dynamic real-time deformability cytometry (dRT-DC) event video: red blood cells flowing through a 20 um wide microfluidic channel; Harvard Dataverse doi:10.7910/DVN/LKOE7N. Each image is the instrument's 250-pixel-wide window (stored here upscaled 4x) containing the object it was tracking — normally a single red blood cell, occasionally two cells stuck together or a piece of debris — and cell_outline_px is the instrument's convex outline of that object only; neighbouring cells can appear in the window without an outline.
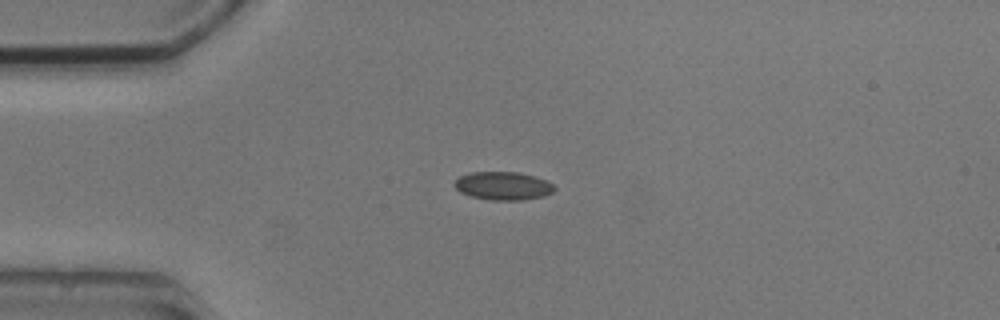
{"species": "common noctule bat (a hibernating species)", "species_latin": "Nyctalus noctula", "temperature_condition": "cold", "stored_images_in_passage": 4, "camera_frame_rate_fps": 3000, "um_per_image_px": 0.085, "animal": {"sex": "male", "body_mass_g": 20.5, "forearm_length_mm": 52.5}, "frame": {"image": 1, "passage_image": 1, "time_ms": 0.0, "image_size_px": [1000, 320], "cell_outline_px": [[556, 188], [552, 192], [544, 196], [520, 200], [492, 200], [472, 196], [460, 192], [456, 188], [456, 180], [460, 176], [468, 172], [520, 172], [544, 180], [552, 184]], "centroid_in_image_um": [42.76, 15.79], "position_along_channel_um": 42.2, "area_um2": 16.18}}